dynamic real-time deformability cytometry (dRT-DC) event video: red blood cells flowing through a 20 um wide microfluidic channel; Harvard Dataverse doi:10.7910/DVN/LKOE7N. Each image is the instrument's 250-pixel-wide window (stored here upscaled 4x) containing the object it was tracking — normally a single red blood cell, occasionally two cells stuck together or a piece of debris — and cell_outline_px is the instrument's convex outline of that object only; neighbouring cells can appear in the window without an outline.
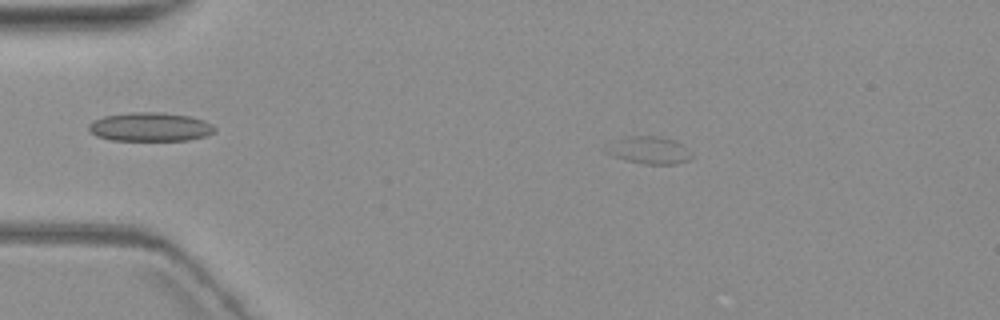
{"species": "common noctule bat (a hibernating species)", "species_latin": "Nyctalus noctula", "temperature_condition": "warm", "stored_images_in_passage": 4, "camera_frame_rate_fps": 3000, "um_per_image_px": 0.085, "animal": {"sex": "female", "body_mass_g": 19.3, "forearm_length_mm": 54.1}, "frame": {"image": 1, "passage_image": 2, "time_ms": 1.667, "image_size_px": [1000, 320], "cell_outline_px": [[692, 156], [688, 160], [676, 164], [644, 164], [612, 156], [604, 152], [604, 148], [616, 140], [624, 136], [660, 136], [672, 140], [680, 144]], "centroid_in_image_um": [55.1, 12.77], "position_along_channel_um": 29.9, "area_um2": 13.41}}